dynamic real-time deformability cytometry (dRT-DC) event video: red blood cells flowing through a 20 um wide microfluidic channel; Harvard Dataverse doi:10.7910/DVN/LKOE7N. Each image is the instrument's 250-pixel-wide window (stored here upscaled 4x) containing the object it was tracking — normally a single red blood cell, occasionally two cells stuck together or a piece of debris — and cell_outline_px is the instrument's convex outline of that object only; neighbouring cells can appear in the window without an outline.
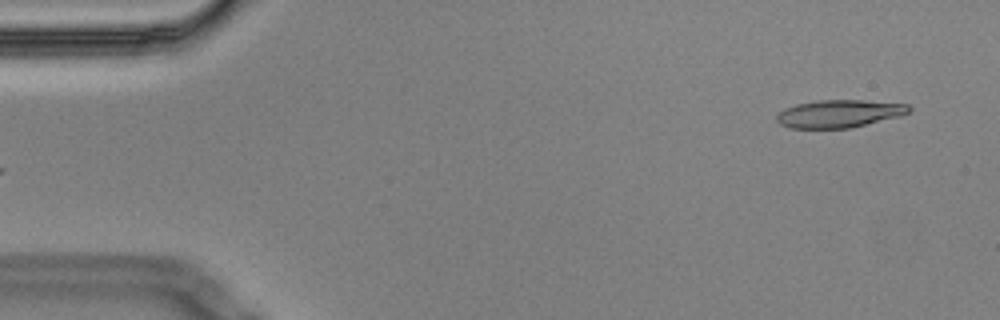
{"species": "Egyptian fruit bat (a non-hibernating species)", "species_latin": "Rousettus aegyptiacus", "temperature_condition": "cold", "stored_images_in_passage": 5, "camera_frame_rate_fps": 3000, "um_per_image_px": 0.085, "animal": {"sex": "male"}, "frame": {"image": 1, "passage_image": 5, "time_ms": 1.333, "image_size_px": [1000, 320], "cell_outline_px": [[912, 112], [900, 116], [848, 128], [788, 128], [780, 124], [776, 120], [776, 116], [784, 108], [796, 104], [820, 100], [864, 100], [908, 104], [912, 108]], "centroid_in_image_um": [71.34, 9.65], "position_along_channel_um": 13.7, "area_um2": 21.39}}